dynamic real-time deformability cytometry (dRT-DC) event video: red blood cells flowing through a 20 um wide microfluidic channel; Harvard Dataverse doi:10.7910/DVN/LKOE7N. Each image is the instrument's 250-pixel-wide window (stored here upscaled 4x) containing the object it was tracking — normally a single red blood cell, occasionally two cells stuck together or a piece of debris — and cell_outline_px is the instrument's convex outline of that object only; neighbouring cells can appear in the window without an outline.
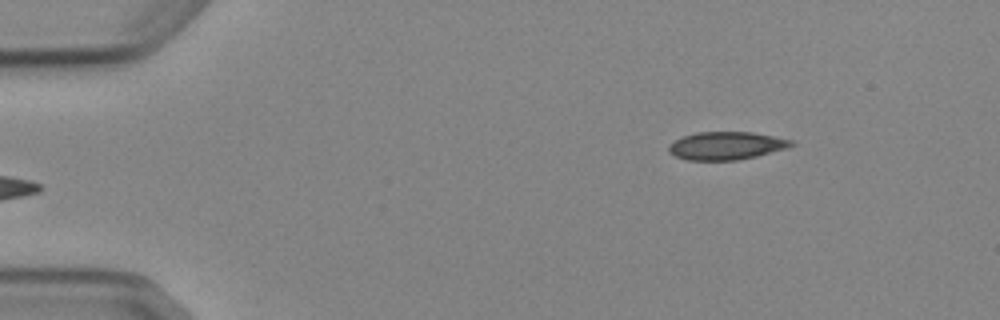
{"species": "Egyptian fruit bat (a non-hibernating species)", "species_latin": "Rousettus aegyptiacus", "temperature_condition": "cold", "stored_images_in_passage": 6, "camera_frame_rate_fps": 3000, "um_per_image_px": 0.085, "animal": {"sex": "female"}, "frame": {"image": 1, "passage_image": 6, "time_ms": 5.667, "image_size_px": [1000, 320], "cell_outline_px": [[796, 144], [788, 148], [756, 156], [736, 160], [688, 160], [676, 156], [668, 152], [668, 144], [680, 136], [696, 132], [752, 132], [792, 140]], "centroid_in_image_um": [61.7, 12.38], "position_along_channel_um": 23.3, "area_um2": 20.06}}